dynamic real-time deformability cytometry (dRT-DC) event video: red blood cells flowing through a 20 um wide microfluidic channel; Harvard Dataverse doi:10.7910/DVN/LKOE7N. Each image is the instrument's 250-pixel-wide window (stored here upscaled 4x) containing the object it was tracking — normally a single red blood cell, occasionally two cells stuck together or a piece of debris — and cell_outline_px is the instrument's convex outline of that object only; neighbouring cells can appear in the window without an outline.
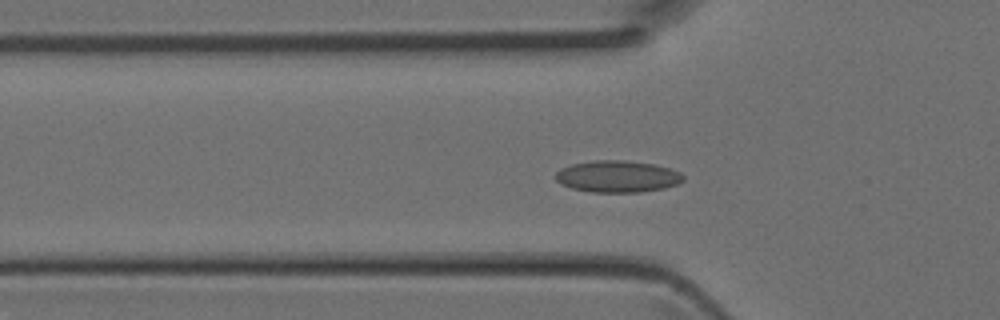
{"species": "Egyptian fruit bat (a non-hibernating species)", "species_latin": "Rousettus aegyptiacus", "temperature_condition": "room temperature", "stored_images_in_passage": 44, "camera_frame_rate_fps": 3000, "um_per_image_px": 0.085, "animal": {"sex": "female"}, "frame": {"image": 1, "passage_image": 14, "time_ms": 4.333, "image_size_px": [1000, 320], "cell_outline_px": [[684, 180], [676, 184], [664, 188], [640, 192], [592, 192], [572, 188], [560, 184], [556, 180], [556, 172], [560, 168], [572, 164], [592, 160], [624, 160], [652, 164], [668, 168], [680, 172], [684, 176]], "centroid_in_image_um": [52.46, 15.0], "position_along_channel_um": 73.3, "area_um2": 23.58}}
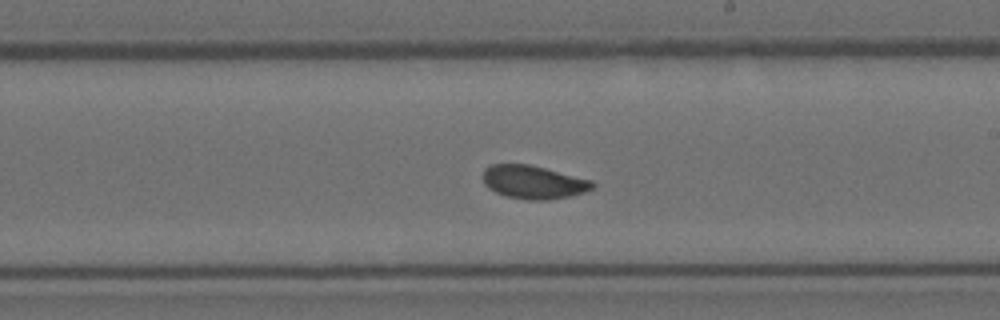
{"frame": {"image": 2, "passage_image": 25, "time_ms": 8.0, "image_size_px": [1000, 320], "cell_outline_px": [[596, 184], [592, 188], [584, 192], [572, 196], [548, 200], [528, 200], [508, 196], [496, 192], [488, 188], [484, 184], [484, 168], [492, 164], [528, 164], [592, 180]], "centroid_in_image_um": [45.35, 15.48], "position_along_channel_um": 243.6, "area_um2": 21.15}}
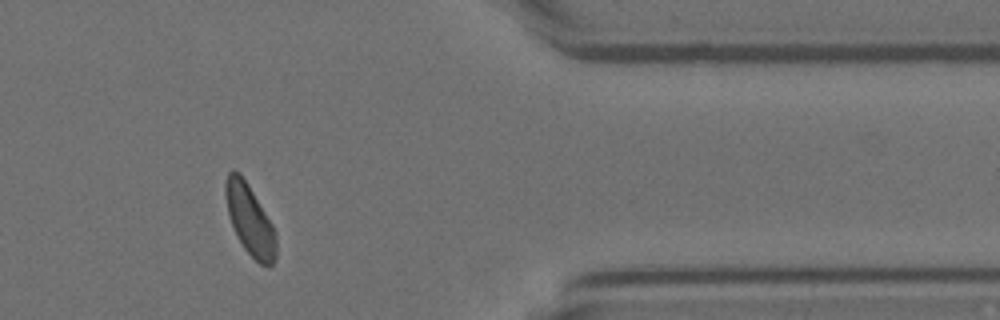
{"frame": {"image": 3, "passage_image": 36, "time_ms": 11.667, "image_size_px": [1000, 320], "cell_outline_px": [[276, 256], [272, 264], [268, 268], [260, 264], [244, 248], [232, 224], [228, 212], [224, 192], [224, 184], [228, 172], [232, 168], [240, 172], [248, 184], [272, 224], [276, 232]], "centroid_in_image_um": [21.24, 18.66], "position_along_channel_um": 390.2, "area_um2": 20.63}}